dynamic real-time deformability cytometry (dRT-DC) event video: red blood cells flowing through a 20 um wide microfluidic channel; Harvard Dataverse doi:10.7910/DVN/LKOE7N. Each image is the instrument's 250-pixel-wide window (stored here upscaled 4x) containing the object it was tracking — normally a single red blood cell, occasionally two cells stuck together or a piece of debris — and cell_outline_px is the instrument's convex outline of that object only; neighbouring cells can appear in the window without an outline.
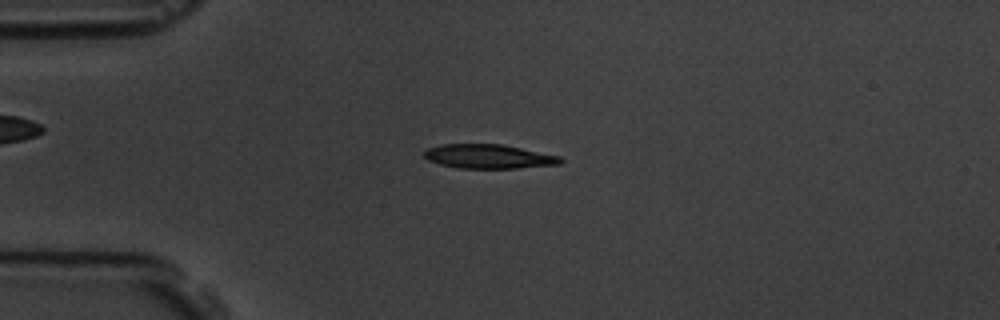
{"species": "common noctule bat (a hibernating species)", "species_latin": "Nyctalus noctula", "temperature_condition": "room temperature", "stored_images_in_passage": 4, "camera_frame_rate_fps": 3000, "um_per_image_px": 0.085, "animal": {"sex": "male", "body_mass_g": 19.5, "forearm_length_mm": 54.6}, "frame": {"image": 1, "passage_image": 4, "time_ms": 3.333, "image_size_px": [1000, 320], "cell_outline_px": [[564, 160], [560, 164], [516, 168], [460, 168], [440, 164], [428, 160], [424, 156], [424, 152], [428, 148], [440, 144], [504, 144], [560, 156]], "centroid_in_image_um": [41.55, 13.29], "position_along_channel_um": 43.5, "area_um2": 19.19}}